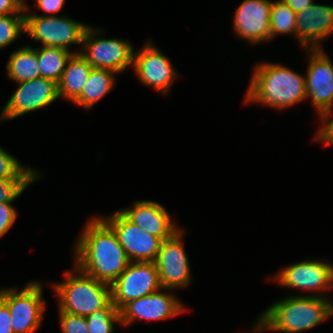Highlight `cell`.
Returning <instances> with one entry per match:
<instances>
[{
    "label": "cell",
    "instance_id": "6da1fadb",
    "mask_svg": "<svg viewBox=\"0 0 333 333\" xmlns=\"http://www.w3.org/2000/svg\"><path fill=\"white\" fill-rule=\"evenodd\" d=\"M74 246V264L85 274L112 285L130 261L116 233L101 218L89 219Z\"/></svg>",
    "mask_w": 333,
    "mask_h": 333
},
{
    "label": "cell",
    "instance_id": "7a4b0ae2",
    "mask_svg": "<svg viewBox=\"0 0 333 333\" xmlns=\"http://www.w3.org/2000/svg\"><path fill=\"white\" fill-rule=\"evenodd\" d=\"M333 316V302L315 295L290 296L274 302L257 319L250 332L300 333Z\"/></svg>",
    "mask_w": 333,
    "mask_h": 333
},
{
    "label": "cell",
    "instance_id": "3957f363",
    "mask_svg": "<svg viewBox=\"0 0 333 333\" xmlns=\"http://www.w3.org/2000/svg\"><path fill=\"white\" fill-rule=\"evenodd\" d=\"M244 97L248 103L289 108L307 99L305 76L282 64H257Z\"/></svg>",
    "mask_w": 333,
    "mask_h": 333
},
{
    "label": "cell",
    "instance_id": "277c9868",
    "mask_svg": "<svg viewBox=\"0 0 333 333\" xmlns=\"http://www.w3.org/2000/svg\"><path fill=\"white\" fill-rule=\"evenodd\" d=\"M65 280L53 284L60 312L87 317L105 308L111 301V285L82 272L75 264Z\"/></svg>",
    "mask_w": 333,
    "mask_h": 333
},
{
    "label": "cell",
    "instance_id": "5b68a950",
    "mask_svg": "<svg viewBox=\"0 0 333 333\" xmlns=\"http://www.w3.org/2000/svg\"><path fill=\"white\" fill-rule=\"evenodd\" d=\"M43 286L31 281L19 291L16 288L0 289V298L7 304L13 333H34L41 325L46 311Z\"/></svg>",
    "mask_w": 333,
    "mask_h": 333
},
{
    "label": "cell",
    "instance_id": "8992f818",
    "mask_svg": "<svg viewBox=\"0 0 333 333\" xmlns=\"http://www.w3.org/2000/svg\"><path fill=\"white\" fill-rule=\"evenodd\" d=\"M25 32L42 46L61 47L70 50V45H82L89 25L67 16L29 14L25 11ZM28 12V14H27Z\"/></svg>",
    "mask_w": 333,
    "mask_h": 333
},
{
    "label": "cell",
    "instance_id": "52a82bcc",
    "mask_svg": "<svg viewBox=\"0 0 333 333\" xmlns=\"http://www.w3.org/2000/svg\"><path fill=\"white\" fill-rule=\"evenodd\" d=\"M98 28L88 27L81 46L80 54L93 68L108 69L117 74L133 65L134 48L123 39H105Z\"/></svg>",
    "mask_w": 333,
    "mask_h": 333
},
{
    "label": "cell",
    "instance_id": "ba28073f",
    "mask_svg": "<svg viewBox=\"0 0 333 333\" xmlns=\"http://www.w3.org/2000/svg\"><path fill=\"white\" fill-rule=\"evenodd\" d=\"M309 55L306 94L320 119L333 115V65L323 49H304Z\"/></svg>",
    "mask_w": 333,
    "mask_h": 333
},
{
    "label": "cell",
    "instance_id": "9c48e42d",
    "mask_svg": "<svg viewBox=\"0 0 333 333\" xmlns=\"http://www.w3.org/2000/svg\"><path fill=\"white\" fill-rule=\"evenodd\" d=\"M160 288L155 262H130L111 285L112 303L120 311L130 301L150 295Z\"/></svg>",
    "mask_w": 333,
    "mask_h": 333
},
{
    "label": "cell",
    "instance_id": "30bf717a",
    "mask_svg": "<svg viewBox=\"0 0 333 333\" xmlns=\"http://www.w3.org/2000/svg\"><path fill=\"white\" fill-rule=\"evenodd\" d=\"M273 280L287 288L316 292L315 296L327 297L323 293L333 289V264L315 259L302 260L281 269Z\"/></svg>",
    "mask_w": 333,
    "mask_h": 333
},
{
    "label": "cell",
    "instance_id": "8fae6325",
    "mask_svg": "<svg viewBox=\"0 0 333 333\" xmlns=\"http://www.w3.org/2000/svg\"><path fill=\"white\" fill-rule=\"evenodd\" d=\"M101 218L113 229L130 262H155L162 240L149 234L119 210Z\"/></svg>",
    "mask_w": 333,
    "mask_h": 333
},
{
    "label": "cell",
    "instance_id": "7c38bea8",
    "mask_svg": "<svg viewBox=\"0 0 333 333\" xmlns=\"http://www.w3.org/2000/svg\"><path fill=\"white\" fill-rule=\"evenodd\" d=\"M57 99L58 85L53 80L39 77L19 82L16 91L3 107L0 122L45 108Z\"/></svg>",
    "mask_w": 333,
    "mask_h": 333
},
{
    "label": "cell",
    "instance_id": "4fadbf2b",
    "mask_svg": "<svg viewBox=\"0 0 333 333\" xmlns=\"http://www.w3.org/2000/svg\"><path fill=\"white\" fill-rule=\"evenodd\" d=\"M184 229L162 241L155 264L161 288H183L190 284L191 270L189 258L183 246Z\"/></svg>",
    "mask_w": 333,
    "mask_h": 333
},
{
    "label": "cell",
    "instance_id": "5bb4252c",
    "mask_svg": "<svg viewBox=\"0 0 333 333\" xmlns=\"http://www.w3.org/2000/svg\"><path fill=\"white\" fill-rule=\"evenodd\" d=\"M168 290L171 291L169 288H160L150 295L127 303L120 310L121 326L125 327L140 320L158 321L169 319L183 313L186 307L175 295L166 293Z\"/></svg>",
    "mask_w": 333,
    "mask_h": 333
},
{
    "label": "cell",
    "instance_id": "9a60e30c",
    "mask_svg": "<svg viewBox=\"0 0 333 333\" xmlns=\"http://www.w3.org/2000/svg\"><path fill=\"white\" fill-rule=\"evenodd\" d=\"M132 67L144 86H150L164 94L168 93L178 76L171 61L151 41L134 53Z\"/></svg>",
    "mask_w": 333,
    "mask_h": 333
},
{
    "label": "cell",
    "instance_id": "2e32d148",
    "mask_svg": "<svg viewBox=\"0 0 333 333\" xmlns=\"http://www.w3.org/2000/svg\"><path fill=\"white\" fill-rule=\"evenodd\" d=\"M273 0H244L234 12L235 34L250 44L270 41Z\"/></svg>",
    "mask_w": 333,
    "mask_h": 333
},
{
    "label": "cell",
    "instance_id": "e0dca14e",
    "mask_svg": "<svg viewBox=\"0 0 333 333\" xmlns=\"http://www.w3.org/2000/svg\"><path fill=\"white\" fill-rule=\"evenodd\" d=\"M296 16V38L303 49H323L320 42L333 35V6L313 3Z\"/></svg>",
    "mask_w": 333,
    "mask_h": 333
},
{
    "label": "cell",
    "instance_id": "ac0fdd59",
    "mask_svg": "<svg viewBox=\"0 0 333 333\" xmlns=\"http://www.w3.org/2000/svg\"><path fill=\"white\" fill-rule=\"evenodd\" d=\"M119 211L129 221L149 234L159 237L162 241L172 237L181 229L178 228L175 221H172L166 208L155 201L140 200L132 207Z\"/></svg>",
    "mask_w": 333,
    "mask_h": 333
},
{
    "label": "cell",
    "instance_id": "d6986e66",
    "mask_svg": "<svg viewBox=\"0 0 333 333\" xmlns=\"http://www.w3.org/2000/svg\"><path fill=\"white\" fill-rule=\"evenodd\" d=\"M92 68L80 53H73L57 83L59 98L64 97L73 103L83 91Z\"/></svg>",
    "mask_w": 333,
    "mask_h": 333
},
{
    "label": "cell",
    "instance_id": "ffe728a7",
    "mask_svg": "<svg viewBox=\"0 0 333 333\" xmlns=\"http://www.w3.org/2000/svg\"><path fill=\"white\" fill-rule=\"evenodd\" d=\"M116 72L108 69L92 68L80 96L73 102L84 109H91L114 87Z\"/></svg>",
    "mask_w": 333,
    "mask_h": 333
},
{
    "label": "cell",
    "instance_id": "44dd1931",
    "mask_svg": "<svg viewBox=\"0 0 333 333\" xmlns=\"http://www.w3.org/2000/svg\"><path fill=\"white\" fill-rule=\"evenodd\" d=\"M9 79L16 83L41 77L37 61V49L24 46L12 52L6 64Z\"/></svg>",
    "mask_w": 333,
    "mask_h": 333
},
{
    "label": "cell",
    "instance_id": "7402d4cb",
    "mask_svg": "<svg viewBox=\"0 0 333 333\" xmlns=\"http://www.w3.org/2000/svg\"><path fill=\"white\" fill-rule=\"evenodd\" d=\"M73 53H80V51L72 52L71 50L53 46L37 48V61L41 77L58 83L65 70L67 61Z\"/></svg>",
    "mask_w": 333,
    "mask_h": 333
},
{
    "label": "cell",
    "instance_id": "603a6c76",
    "mask_svg": "<svg viewBox=\"0 0 333 333\" xmlns=\"http://www.w3.org/2000/svg\"><path fill=\"white\" fill-rule=\"evenodd\" d=\"M296 13L282 0L274 1L270 16V40L278 34H289L297 37Z\"/></svg>",
    "mask_w": 333,
    "mask_h": 333
},
{
    "label": "cell",
    "instance_id": "cb8c5ba5",
    "mask_svg": "<svg viewBox=\"0 0 333 333\" xmlns=\"http://www.w3.org/2000/svg\"><path fill=\"white\" fill-rule=\"evenodd\" d=\"M41 174L33 168L22 165L12 154L0 146V179H38Z\"/></svg>",
    "mask_w": 333,
    "mask_h": 333
},
{
    "label": "cell",
    "instance_id": "d4e9b609",
    "mask_svg": "<svg viewBox=\"0 0 333 333\" xmlns=\"http://www.w3.org/2000/svg\"><path fill=\"white\" fill-rule=\"evenodd\" d=\"M89 333H113L114 324L121 325L120 311L112 301L103 309L86 317Z\"/></svg>",
    "mask_w": 333,
    "mask_h": 333
},
{
    "label": "cell",
    "instance_id": "484cf974",
    "mask_svg": "<svg viewBox=\"0 0 333 333\" xmlns=\"http://www.w3.org/2000/svg\"><path fill=\"white\" fill-rule=\"evenodd\" d=\"M25 32L24 14L0 16V50L16 41Z\"/></svg>",
    "mask_w": 333,
    "mask_h": 333
},
{
    "label": "cell",
    "instance_id": "4316f807",
    "mask_svg": "<svg viewBox=\"0 0 333 333\" xmlns=\"http://www.w3.org/2000/svg\"><path fill=\"white\" fill-rule=\"evenodd\" d=\"M37 179H0V203L15 201Z\"/></svg>",
    "mask_w": 333,
    "mask_h": 333
},
{
    "label": "cell",
    "instance_id": "83f0119b",
    "mask_svg": "<svg viewBox=\"0 0 333 333\" xmlns=\"http://www.w3.org/2000/svg\"><path fill=\"white\" fill-rule=\"evenodd\" d=\"M59 313V322L63 333H89L86 317L66 312Z\"/></svg>",
    "mask_w": 333,
    "mask_h": 333
},
{
    "label": "cell",
    "instance_id": "f1b7e54d",
    "mask_svg": "<svg viewBox=\"0 0 333 333\" xmlns=\"http://www.w3.org/2000/svg\"><path fill=\"white\" fill-rule=\"evenodd\" d=\"M18 211L12 202L0 203V238L6 234L15 223Z\"/></svg>",
    "mask_w": 333,
    "mask_h": 333
},
{
    "label": "cell",
    "instance_id": "f546056e",
    "mask_svg": "<svg viewBox=\"0 0 333 333\" xmlns=\"http://www.w3.org/2000/svg\"><path fill=\"white\" fill-rule=\"evenodd\" d=\"M321 127L317 130L315 134V140L317 142L326 143L333 145V119L330 121L329 119H320Z\"/></svg>",
    "mask_w": 333,
    "mask_h": 333
},
{
    "label": "cell",
    "instance_id": "4dcf8cb0",
    "mask_svg": "<svg viewBox=\"0 0 333 333\" xmlns=\"http://www.w3.org/2000/svg\"><path fill=\"white\" fill-rule=\"evenodd\" d=\"M66 0H36L35 5L41 9L47 16H57V13L61 11Z\"/></svg>",
    "mask_w": 333,
    "mask_h": 333
},
{
    "label": "cell",
    "instance_id": "1f68e13d",
    "mask_svg": "<svg viewBox=\"0 0 333 333\" xmlns=\"http://www.w3.org/2000/svg\"><path fill=\"white\" fill-rule=\"evenodd\" d=\"M0 333H13L7 304L0 298Z\"/></svg>",
    "mask_w": 333,
    "mask_h": 333
},
{
    "label": "cell",
    "instance_id": "d6a6232c",
    "mask_svg": "<svg viewBox=\"0 0 333 333\" xmlns=\"http://www.w3.org/2000/svg\"><path fill=\"white\" fill-rule=\"evenodd\" d=\"M8 14H25L15 0H0V16Z\"/></svg>",
    "mask_w": 333,
    "mask_h": 333
},
{
    "label": "cell",
    "instance_id": "836d02e7",
    "mask_svg": "<svg viewBox=\"0 0 333 333\" xmlns=\"http://www.w3.org/2000/svg\"><path fill=\"white\" fill-rule=\"evenodd\" d=\"M295 13L301 12L314 3V0H282Z\"/></svg>",
    "mask_w": 333,
    "mask_h": 333
},
{
    "label": "cell",
    "instance_id": "e575fe53",
    "mask_svg": "<svg viewBox=\"0 0 333 333\" xmlns=\"http://www.w3.org/2000/svg\"><path fill=\"white\" fill-rule=\"evenodd\" d=\"M15 1L22 11H24V12L27 10L30 11V7L27 5V2H25L23 0H15Z\"/></svg>",
    "mask_w": 333,
    "mask_h": 333
}]
</instances>
